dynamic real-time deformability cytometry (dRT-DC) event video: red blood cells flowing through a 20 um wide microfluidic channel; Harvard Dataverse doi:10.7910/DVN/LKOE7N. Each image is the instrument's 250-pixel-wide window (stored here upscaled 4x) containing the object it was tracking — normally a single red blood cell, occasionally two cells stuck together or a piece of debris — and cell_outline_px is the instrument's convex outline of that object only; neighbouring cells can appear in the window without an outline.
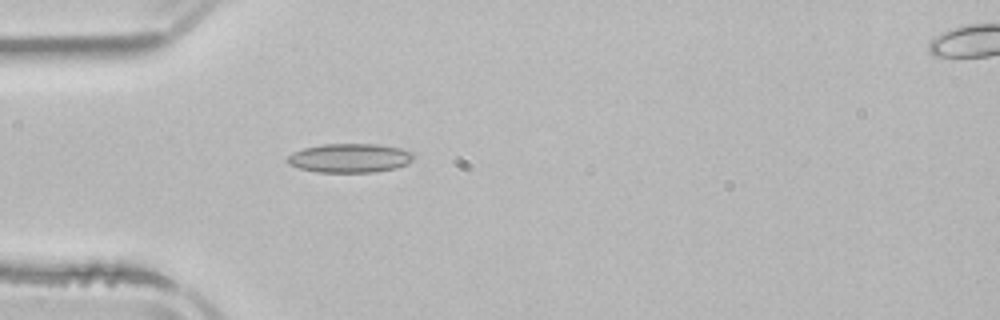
{"species": "common noctule bat (a hibernating species)", "species_latin": "Nyctalus noctula", "temperature_condition": "room temperature", "stored_images_in_passage": 4, "segment_of_instrument_passage": [1, 2], "camera_frame_rate_fps": 3000, "um_per_image_px": 0.085, "animal": {"sex": "male", "body_mass_g": 21.5, "forearm_length_mm": 52.0}, "frame": {"image": 1, "passage_image": 3, "time_ms": 2.667, "image_size_px": [1000, 320], "cell_outline_px": [[412, 160], [396, 168], [372, 172], [316, 172], [300, 168], [288, 164], [284, 160], [292, 152], [304, 148], [324, 144], [376, 144], [400, 148], [412, 152]], "centroid_in_image_um": [29.67, 13.43], "position_along_channel_um": 55.3, "area_um2": 21.21}}